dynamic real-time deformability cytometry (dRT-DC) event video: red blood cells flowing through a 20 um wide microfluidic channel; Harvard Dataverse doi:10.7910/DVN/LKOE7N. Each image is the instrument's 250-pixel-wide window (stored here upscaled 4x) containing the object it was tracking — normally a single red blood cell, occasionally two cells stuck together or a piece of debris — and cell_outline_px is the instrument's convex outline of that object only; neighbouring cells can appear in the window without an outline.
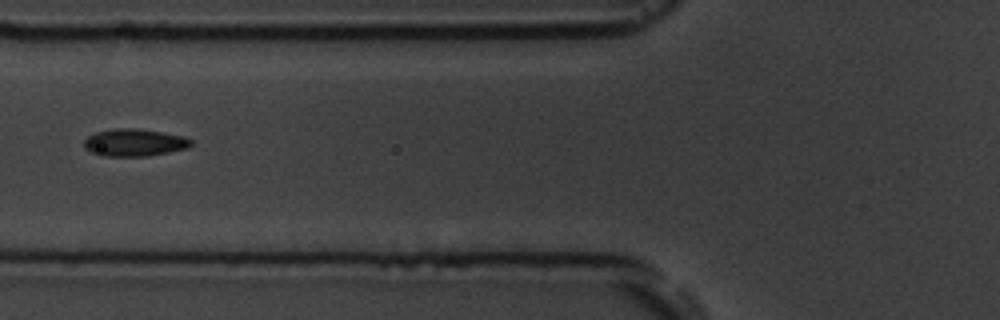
{"species": "common noctule bat (a hibernating species)", "species_latin": "Nyctalus noctula", "temperature_condition": "room temperature", "stored_images_in_passage": 5, "camera_frame_rate_fps": 3000, "um_per_image_px": 0.085, "animal": {"sex": "male", "body_mass_g": 19.5, "forearm_length_mm": 54.6}, "frame": {"image": 1, "passage_image": 3, "time_ms": 2.333, "image_size_px": [1000, 320], "cell_outline_px": [[192, 144], [188, 148], [148, 156], [100, 156], [84, 148], [84, 140], [88, 136], [96, 132], [116, 128], [136, 128], [184, 136], [192, 140]], "centroid_in_image_um": [11.41, 12.12], "position_along_channel_um": 114.4, "area_um2": 17.05}}
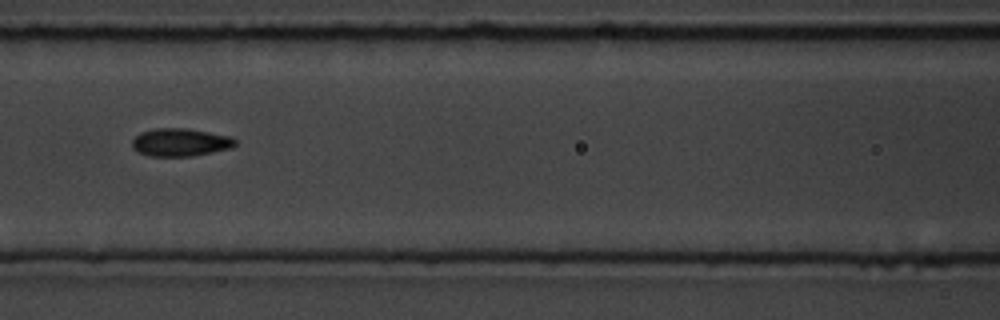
{"frame": {"image": 2, "passage_image": 4, "time_ms": 3.333, "image_size_px": [1000, 320], "cell_outline_px": [[236, 144], [232, 148], [192, 156], [148, 156], [136, 152], [132, 148], [132, 140], [140, 132], [152, 128], [188, 128], [232, 136], [236, 140]], "centroid_in_image_um": [15.31, 12.09], "position_along_channel_um": 151.3, "area_um2": 17.05}}
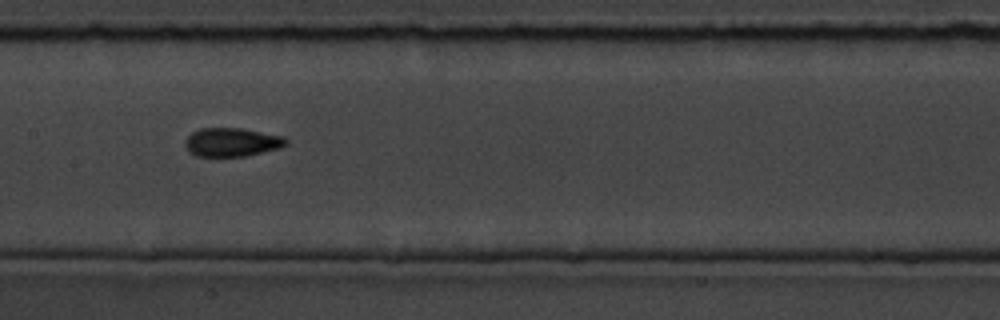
{"frame": {"image": 3, "passage_image": 5, "time_ms": 4.333, "image_size_px": [1000, 320], "cell_outline_px": [[288, 144], [280, 148], [244, 156], [196, 156], [188, 152], [184, 144], [184, 140], [192, 132], [200, 128], [240, 128], [284, 136], [288, 140]], "centroid_in_image_um": [19.69, 12.08], "position_along_channel_um": 187.7, "area_um2": 16.94}}